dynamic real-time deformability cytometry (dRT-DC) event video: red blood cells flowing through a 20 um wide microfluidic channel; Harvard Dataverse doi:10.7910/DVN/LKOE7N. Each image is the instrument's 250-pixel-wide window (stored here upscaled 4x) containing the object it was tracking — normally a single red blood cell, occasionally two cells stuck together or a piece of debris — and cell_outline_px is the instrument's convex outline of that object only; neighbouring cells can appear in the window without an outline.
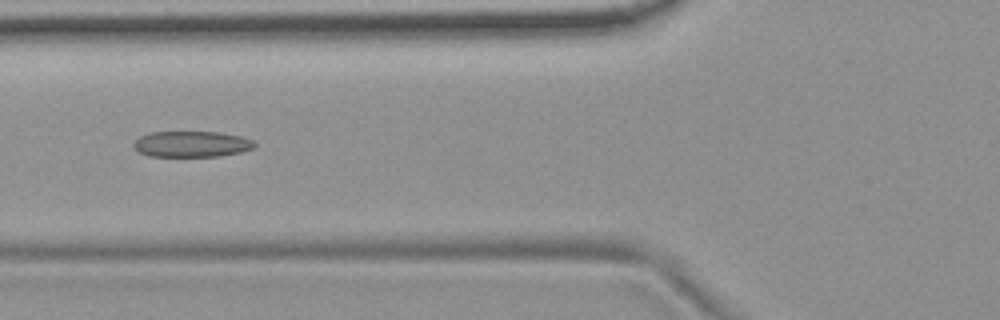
{"species": "common noctule bat (a hibernating species)", "species_latin": "Nyctalus noctula", "temperature_condition": "room temperature", "stored_images_in_passage": 6, "camera_frame_rate_fps": 3000, "um_per_image_px": 0.085, "animal": {"sex": "female", "body_mass_g": 19.9}, "frame": {"image": 1, "passage_image": 5, "time_ms": 4.667, "image_size_px": [1000, 320], "cell_outline_px": [[256, 144], [252, 148], [240, 152], [216, 156], [148, 156], [132, 148], [132, 144], [140, 136], [148, 132], [216, 132], [240, 136], [256, 140]], "centroid_in_image_um": [16.26, 12.24], "position_along_channel_um": 109.5, "area_um2": 18.26}}
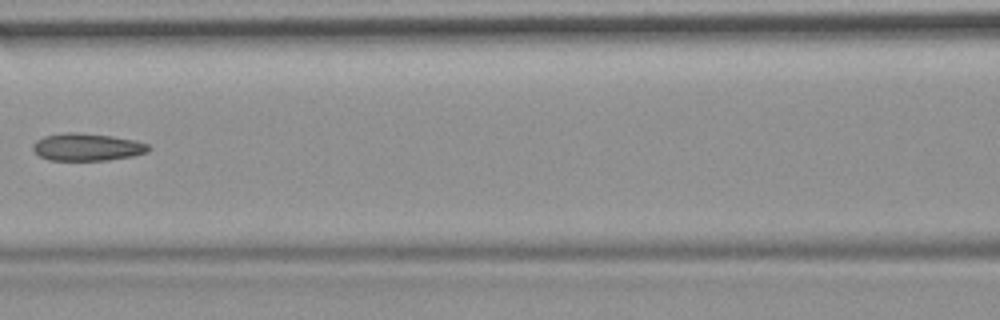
{"frame": {"image": 2, "passage_image": 6, "time_ms": 6.0, "image_size_px": [1000, 320], "cell_outline_px": [[152, 148], [148, 152], [132, 156], [108, 160], [48, 160], [40, 156], [32, 148], [32, 144], [36, 140], [44, 136], [64, 132], [80, 132], [112, 136], [136, 140], [148, 144]], "centroid_in_image_um": [7.41, 12.49], "position_along_channel_um": 159.2, "area_um2": 18.67}}